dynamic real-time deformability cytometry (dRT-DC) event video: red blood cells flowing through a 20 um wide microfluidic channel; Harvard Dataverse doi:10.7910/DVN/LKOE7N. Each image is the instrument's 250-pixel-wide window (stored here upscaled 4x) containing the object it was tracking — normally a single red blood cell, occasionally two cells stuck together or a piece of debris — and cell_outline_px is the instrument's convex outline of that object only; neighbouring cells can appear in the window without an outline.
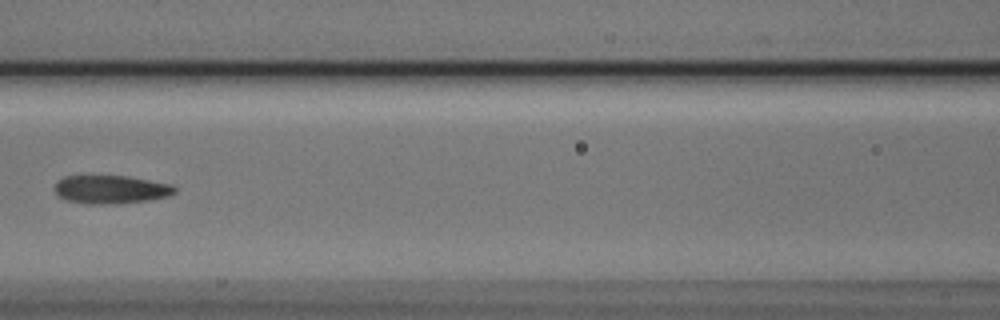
{"species": "Egyptian fruit bat (a non-hibernating species)", "species_latin": "Rousettus aegyptiacus", "temperature_condition": "cold", "stored_images_in_passage": 6, "camera_frame_rate_fps": 3000, "um_per_image_px": 0.085, "animal": {"sex": "male"}, "frame": {"image": 1, "passage_image": 6, "time_ms": 1.667, "image_size_px": [1000, 320], "cell_outline_px": [[176, 192], [168, 196], [148, 200], [116, 204], [88, 204], [68, 200], [56, 196], [56, 180], [64, 176], [128, 176], [172, 184], [176, 188]], "centroid_in_image_um": [9.42, 16.1], "position_along_channel_um": 157.2, "area_um2": 19.88}}